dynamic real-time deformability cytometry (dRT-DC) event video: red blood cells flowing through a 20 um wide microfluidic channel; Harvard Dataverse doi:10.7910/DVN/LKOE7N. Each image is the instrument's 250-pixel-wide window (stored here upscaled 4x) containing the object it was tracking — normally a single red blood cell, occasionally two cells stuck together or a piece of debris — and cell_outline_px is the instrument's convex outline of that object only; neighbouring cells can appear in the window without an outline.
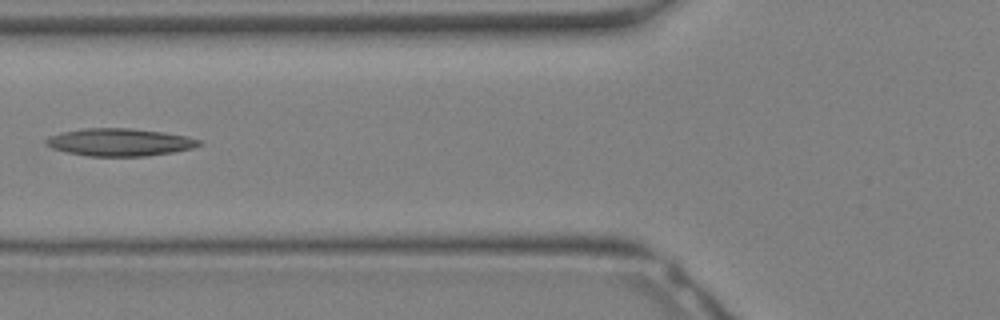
{"species": "Egyptian fruit bat (a non-hibernating species)", "species_latin": "Rousettus aegyptiacus", "temperature_condition": "warm", "stored_images_in_passage": 17, "camera_frame_rate_fps": 3000, "um_per_image_px": 0.085, "animal": {"sex": "female"}, "frame": {"image": 1, "passage_image": 12, "time_ms": 3.667, "image_size_px": [1000, 320], "cell_outline_px": [[204, 144], [192, 148], [172, 152], [148, 156], [88, 156], [68, 152], [52, 148], [44, 144], [44, 140], [48, 136], [60, 132], [84, 128], [132, 128], [164, 132], [188, 136], [200, 140]], "centroid_in_image_um": [10.17, 12.08], "position_along_channel_um": 115.6, "area_um2": 24.8}}
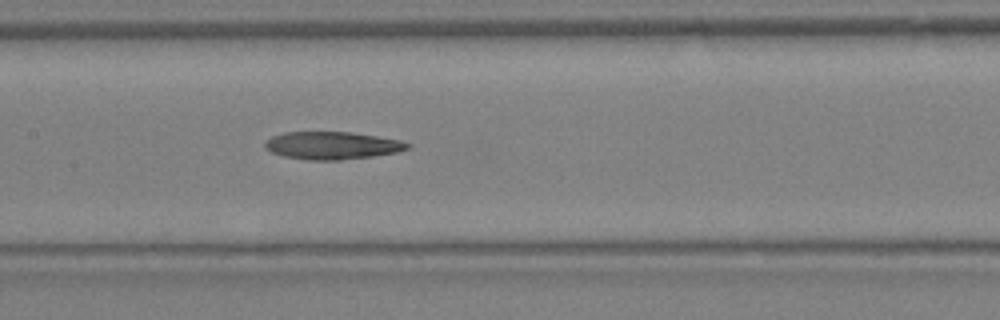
{"frame": {"image": 2, "passage_image": 15, "time_ms": 4.667, "image_size_px": [1000, 320], "cell_outline_px": [[412, 148], [400, 152], [372, 156], [340, 160], [308, 160], [284, 156], [272, 152], [264, 148], [264, 144], [272, 136], [284, 132], [352, 132], [400, 140], [412, 144]], "centroid_in_image_um": [28.28, 12.37], "position_along_channel_um": 179.1, "area_um2": 23.06}}
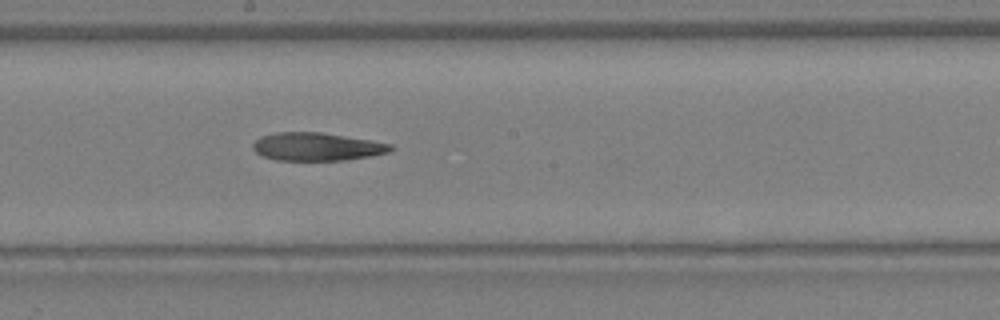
{"frame": {"image": 3, "passage_image": 17, "time_ms": 5.333, "image_size_px": [1000, 320], "cell_outline_px": [[396, 148], [388, 152], [368, 156], [344, 160], [276, 160], [264, 156], [256, 152], [252, 148], [252, 144], [260, 136], [276, 132], [320, 132], [372, 140], [392, 144]], "centroid_in_image_um": [26.93, 12.46], "position_along_channel_um": 221.3, "area_um2": 22.48}}